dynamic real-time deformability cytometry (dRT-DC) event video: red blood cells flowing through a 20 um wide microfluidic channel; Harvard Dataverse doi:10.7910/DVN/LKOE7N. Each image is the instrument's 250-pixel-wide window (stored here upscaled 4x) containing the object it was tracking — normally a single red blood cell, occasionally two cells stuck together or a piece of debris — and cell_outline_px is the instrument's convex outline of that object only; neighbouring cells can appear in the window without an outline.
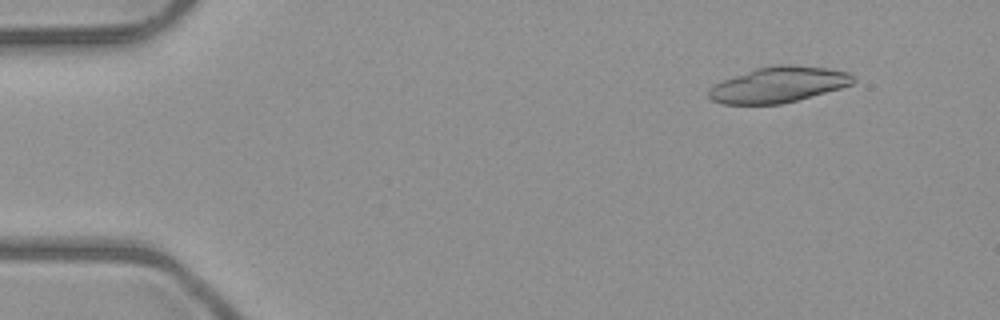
{"species": "common noctule bat (a hibernating species)", "species_latin": "Nyctalus noctula", "temperature_condition": "room temperature", "stored_images_in_passage": 4, "camera_frame_rate_fps": 3000, "um_per_image_px": 0.085, "animal": {"sex": "male", "body_mass_g": 23.1, "forearm_length_mm": 52.7}, "frame": {"image": 1, "passage_image": 2, "time_ms": 1.0, "image_size_px": [1000, 320], "cell_outline_px": [[856, 80], [852, 84], [840, 88], [796, 100], [780, 104], [720, 104], [712, 100], [708, 96], [708, 88], [724, 80], [756, 68], [780, 64], [792, 64], [828, 68], [848, 72]], "centroid_in_image_um": [66.16, 7.19], "position_along_channel_um": 18.8, "area_um2": 29.82}}